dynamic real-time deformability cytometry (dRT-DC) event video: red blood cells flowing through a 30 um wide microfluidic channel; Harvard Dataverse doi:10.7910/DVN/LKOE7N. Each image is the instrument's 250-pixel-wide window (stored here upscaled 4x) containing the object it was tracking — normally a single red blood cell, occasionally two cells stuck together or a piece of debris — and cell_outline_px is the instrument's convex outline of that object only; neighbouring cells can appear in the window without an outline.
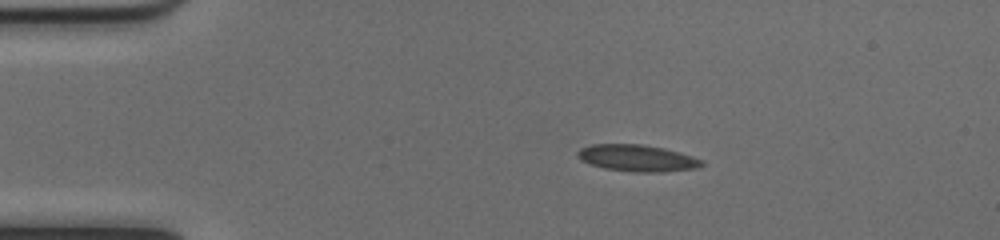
{"species": "common noctule bat (a hibernating species)", "species_latin": "Nyctalus noctula", "temperature_condition": "cold", "stored_images_in_passage": 48, "camera_frame_rate_fps": 3000, "um_per_image_px": 0.085, "animal": {"sex": "female", "body_mass_g": 17.0, "forearm_length_mm": 48.0}, "frame": {"image": 1, "passage_image": 7, "time_ms": 2.0, "image_size_px": [1000, 240], "cell_outline_px": [[704, 164], [696, 168], [664, 172], [632, 172], [604, 168], [588, 164], [580, 160], [576, 156], [576, 152], [580, 148], [592, 144], [640, 144], [664, 148], [680, 152], [704, 160]], "centroid_in_image_um": [54.13, 13.44], "position_along_channel_um": 30.9, "area_um2": 19.54}}
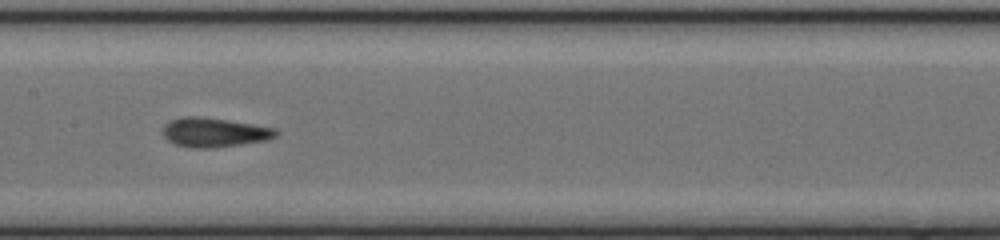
{"frame": {"image": 2, "passage_image": 23, "time_ms": 7.333, "image_size_px": [1000, 240], "cell_outline_px": [[280, 132], [276, 136], [268, 140], [212, 148], [192, 148], [176, 144], [168, 140], [164, 136], [164, 124], [180, 116], [196, 116], [252, 124], [276, 128]], "centroid_in_image_um": [18.23, 11.25], "position_along_channel_um": 189.2, "area_um2": 19.13}}
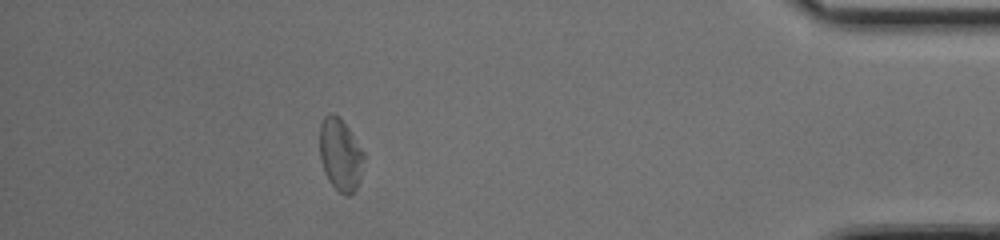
{"frame": {"image": 3, "passage_image": 43, "time_ms": 14.0, "image_size_px": [1000, 240], "cell_outline_px": [[364, 160], [360, 180], [356, 188], [348, 196], [344, 196], [328, 180], [324, 172], [320, 160], [320, 124], [324, 116], [328, 112], [332, 112], [340, 116], [364, 152]], "centroid_in_image_um": [28.92, 13.12], "position_along_channel_um": 406.3, "area_um2": 18.79}, "authors_computed_cell_mechanics": {"area_um2": 18.496, "velocity_mm_per_s": 4.0129, "shape_relaxation_time_tau1_ms": 9.4065, "shape_relaxation_time_tau2_ms": 2.4335, "deformation_change_tau1": 0.2313, "deformation_change_tau2": 0.1}}